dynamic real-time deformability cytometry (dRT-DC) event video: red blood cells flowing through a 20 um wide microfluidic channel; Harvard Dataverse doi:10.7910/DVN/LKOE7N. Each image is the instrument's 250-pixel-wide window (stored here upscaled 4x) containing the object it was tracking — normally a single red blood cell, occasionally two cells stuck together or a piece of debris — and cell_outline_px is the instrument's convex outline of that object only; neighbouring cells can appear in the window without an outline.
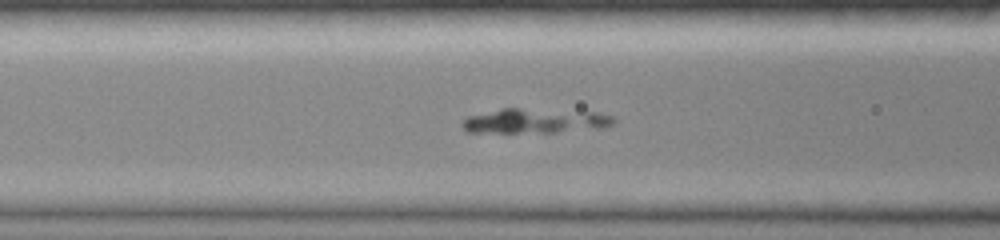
{"species": "common noctule bat (a hibernating species)", "species_latin": "Nyctalus noctula", "temperature_condition": "room temperature", "stored_images_in_passage": 37, "camera_frame_rate_fps": 3000, "um_per_image_px": 0.085, "animal": {"sex": "female", "body_mass_g": 19.0, "forearm_length_mm": 51.5}, "frame": {"image": 1, "passage_image": 11, "time_ms": 3.333, "image_size_px": [1000, 240], "cell_outline_px": [[616, 120], [612, 124], [600, 128], [556, 132], [468, 132], [460, 124], [468, 116], [504, 108], [520, 108], [596, 112], [612, 116]], "centroid_in_image_um": [45.48, 10.27], "position_along_channel_um": 121.1, "area_um2": 21.56}}
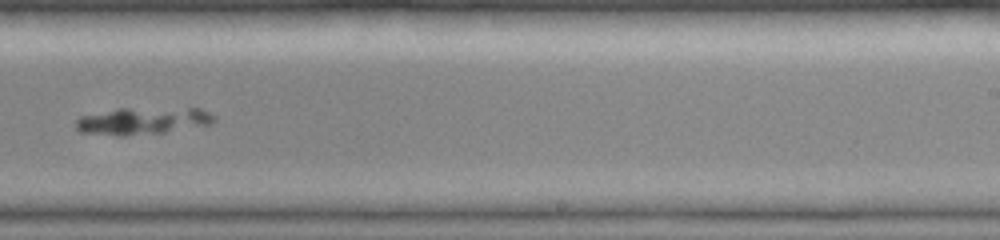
{"frame": {"image": 2, "passage_image": 22, "time_ms": 7.0, "image_size_px": [1000, 240], "cell_outline_px": [[216, 120], [212, 124], [164, 132], [124, 136], [120, 136], [80, 132], [76, 128], [76, 120], [80, 116], [120, 108], [200, 108], [216, 116]], "centroid_in_image_um": [12.16, 10.27], "position_along_channel_um": 276.8, "area_um2": 21.91}}
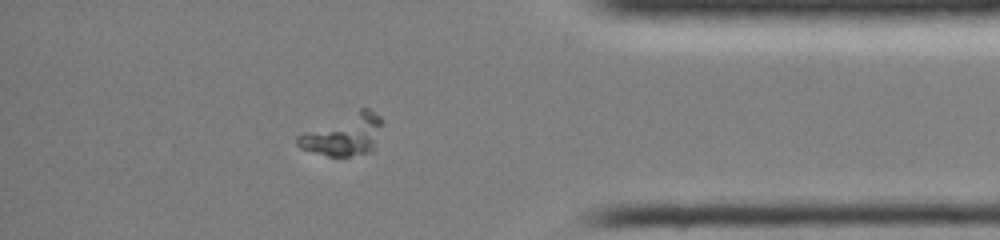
{"frame": {"image": 3, "passage_image": 32, "time_ms": 10.333, "image_size_px": [1000, 240], "cell_outline_px": [[384, 120], [372, 152], [348, 156], [328, 156], [300, 148], [296, 144], [296, 136], [304, 132], [360, 108], [368, 108], [380, 116]], "centroid_in_image_um": [29.23, 11.45], "position_along_channel_um": 406.0, "area_um2": 20.35}}